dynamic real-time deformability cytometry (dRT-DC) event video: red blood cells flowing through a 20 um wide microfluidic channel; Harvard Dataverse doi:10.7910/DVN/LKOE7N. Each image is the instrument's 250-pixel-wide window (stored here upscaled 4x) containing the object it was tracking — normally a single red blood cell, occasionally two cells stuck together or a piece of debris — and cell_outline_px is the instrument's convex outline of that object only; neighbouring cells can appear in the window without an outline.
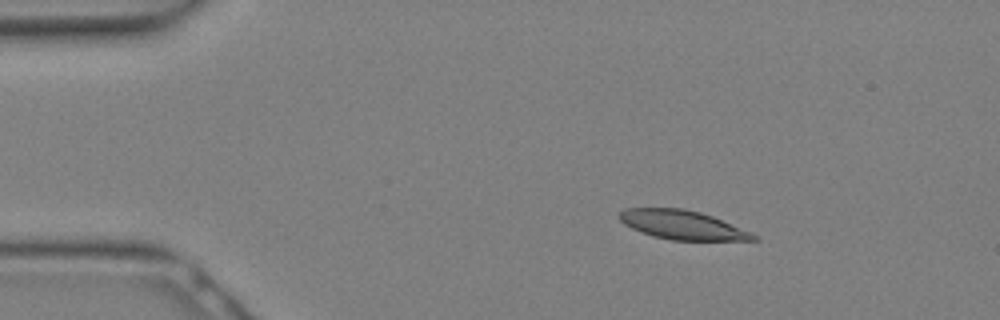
{"species": "Egyptian fruit bat (a non-hibernating species)", "species_latin": "Rousettus aegyptiacus", "temperature_condition": "warm", "stored_images_in_passage": 7, "camera_frame_rate_fps": 3000, "um_per_image_px": 0.085, "animal": {"sex": "female"}, "frame": {"image": 1, "passage_image": 1, "time_ms": 0.0, "image_size_px": [1000, 320], "cell_outline_px": [[760, 240], [672, 240], [652, 236], [632, 228], [624, 224], [616, 216], [624, 208], [684, 208], [700, 212], [712, 216], [748, 232], [756, 236]], "centroid_in_image_um": [57.92, 19.11], "position_along_channel_um": 27.1, "area_um2": 22.37}}
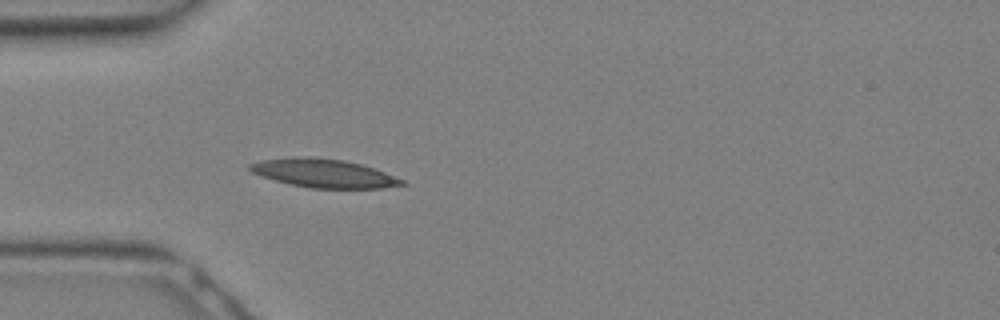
{"frame": {"image": 2, "passage_image": 5, "time_ms": 1.333, "image_size_px": [1000, 320], "cell_outline_px": [[408, 184], [384, 188], [312, 188], [292, 184], [276, 180], [252, 172], [248, 168], [248, 164], [264, 160], [292, 156], [308, 156], [344, 160], [360, 164], [384, 172], [404, 180]], "centroid_in_image_um": [27.54, 14.72], "position_along_channel_um": 57.5, "area_um2": 25.03}}
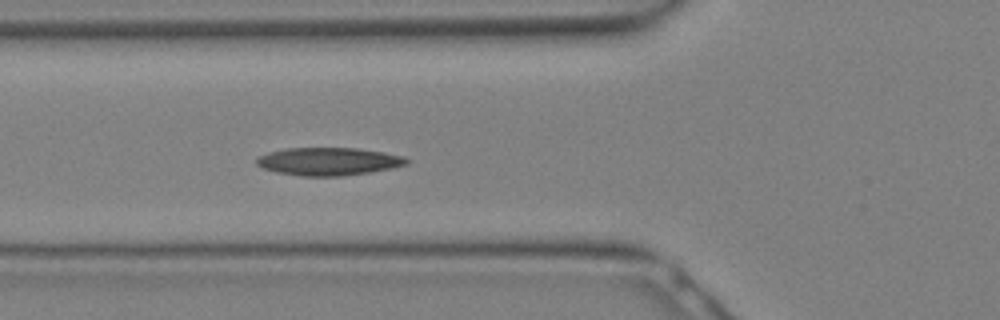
{"frame": {"image": 3, "passage_image": 7, "time_ms": 2.0, "image_size_px": [1000, 320], "cell_outline_px": [[408, 164], [392, 168], [368, 172], [340, 176], [300, 176], [276, 172], [264, 168], [256, 164], [256, 160], [260, 156], [268, 152], [284, 148], [360, 148], [384, 152], [404, 156], [408, 160]], "centroid_in_image_um": [27.93, 13.71], "position_along_channel_um": 97.9, "area_um2": 24.33}}